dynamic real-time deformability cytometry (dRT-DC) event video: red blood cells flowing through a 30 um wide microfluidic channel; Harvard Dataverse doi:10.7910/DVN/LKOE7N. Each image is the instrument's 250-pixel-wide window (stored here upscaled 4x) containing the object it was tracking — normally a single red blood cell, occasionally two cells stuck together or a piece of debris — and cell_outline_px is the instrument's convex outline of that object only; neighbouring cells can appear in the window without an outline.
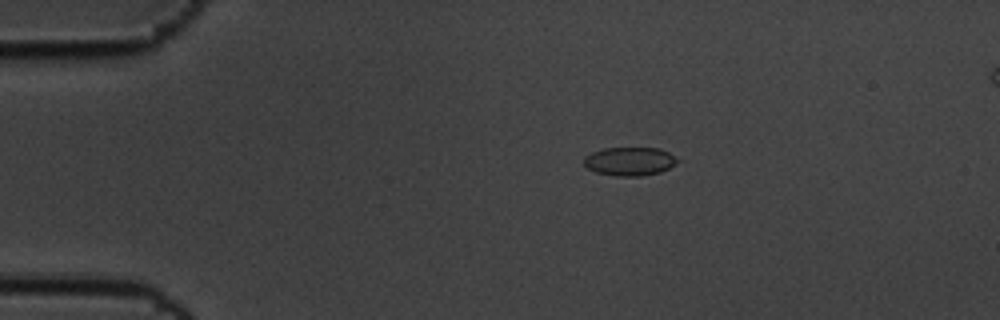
{"species": "common noctule bat (a hibernating species)", "species_latin": "Nyctalus noctula", "temperature_condition": "cold", "stored_images_in_passage": 48, "camera_frame_rate_fps": 3000, "um_per_image_px": 0.085, "animal": {"sex": "male", "body_mass_g": 19.5, "forearm_length_mm": 54.6}, "frame": {"image": 1, "passage_image": 1, "time_ms": 0.0, "image_size_px": [1000, 320], "cell_outline_px": [[680, 160], [668, 168], [660, 172], [640, 176], [616, 176], [596, 172], [588, 168], [584, 164], [584, 156], [592, 152], [604, 148], [660, 148], [668, 152]], "centroid_in_image_um": [53.51, 13.71], "position_along_channel_um": 31.5, "area_um2": 15.49}}
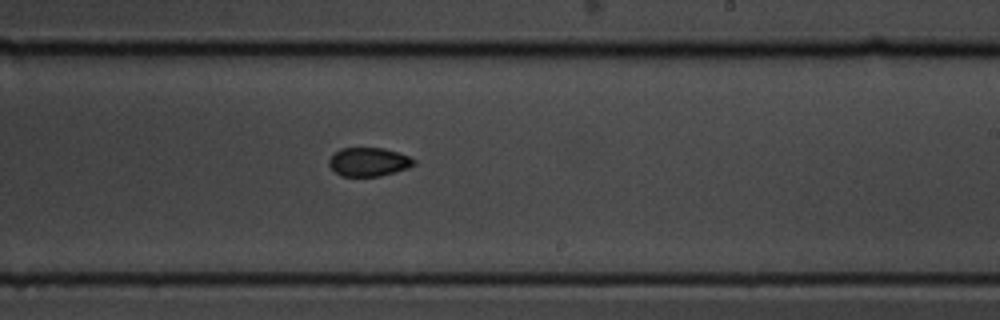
{"frame": {"image": 2, "passage_image": 25, "time_ms": 8.0, "image_size_px": [1000, 320], "cell_outline_px": [[416, 164], [408, 168], [380, 176], [340, 176], [328, 164], [328, 160], [340, 148], [384, 148], [408, 156], [416, 160]], "centroid_in_image_um": [31.34, 13.76], "position_along_channel_um": 257.7, "area_um2": 14.1}}
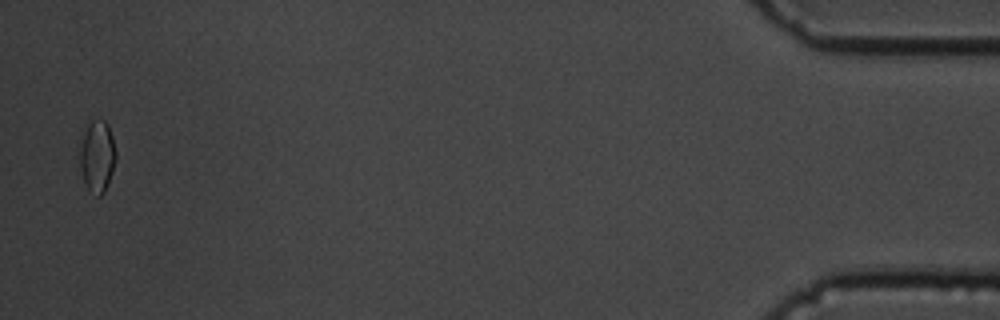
{"frame": {"image": 3, "passage_image": 47, "time_ms": 15.333, "image_size_px": [1000, 320], "cell_outline_px": [[116, 160], [112, 172], [104, 192], [100, 196], [96, 196], [88, 192], [84, 184], [80, 168], [76, 148], [88, 124], [92, 120], [104, 120], [108, 124], [112, 136], [116, 152]], "centroid_in_image_um": [8.21, 13.3], "position_along_channel_um": 427.0, "area_um2": 15.72}, "authors_computed_cell_mechanics": {"area_um2": 14.9413, "velocity_mm_per_s": 3.4601, "shape_relaxation_time_tau1_ms": 9.4883, "shape_relaxation_time_tau2_ms": 8.3169, "deformation_change_tau1": 0.1096, "deformation_change_tau2": 0.0909}}